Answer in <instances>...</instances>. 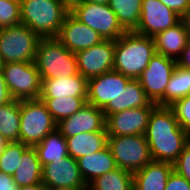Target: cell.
I'll return each instance as SVG.
<instances>
[{"label":"cell","mask_w":190,"mask_h":190,"mask_svg":"<svg viewBox=\"0 0 190 190\" xmlns=\"http://www.w3.org/2000/svg\"><path fill=\"white\" fill-rule=\"evenodd\" d=\"M145 138L152 160L170 164L177 161L189 142V134L178 123L172 108L160 105L151 112Z\"/></svg>","instance_id":"cell-1"},{"label":"cell","mask_w":190,"mask_h":190,"mask_svg":"<svg viewBox=\"0 0 190 190\" xmlns=\"http://www.w3.org/2000/svg\"><path fill=\"white\" fill-rule=\"evenodd\" d=\"M156 53L153 37L125 32L115 40L113 70L131 79H138Z\"/></svg>","instance_id":"cell-2"},{"label":"cell","mask_w":190,"mask_h":190,"mask_svg":"<svg viewBox=\"0 0 190 190\" xmlns=\"http://www.w3.org/2000/svg\"><path fill=\"white\" fill-rule=\"evenodd\" d=\"M21 23L41 38L56 37L70 12L61 0H19Z\"/></svg>","instance_id":"cell-3"},{"label":"cell","mask_w":190,"mask_h":190,"mask_svg":"<svg viewBox=\"0 0 190 190\" xmlns=\"http://www.w3.org/2000/svg\"><path fill=\"white\" fill-rule=\"evenodd\" d=\"M34 63L41 79L69 77L79 73L76 54L56 37L40 39Z\"/></svg>","instance_id":"cell-4"},{"label":"cell","mask_w":190,"mask_h":190,"mask_svg":"<svg viewBox=\"0 0 190 190\" xmlns=\"http://www.w3.org/2000/svg\"><path fill=\"white\" fill-rule=\"evenodd\" d=\"M57 128V123L41 99L20 100L19 142L35 146Z\"/></svg>","instance_id":"cell-5"},{"label":"cell","mask_w":190,"mask_h":190,"mask_svg":"<svg viewBox=\"0 0 190 190\" xmlns=\"http://www.w3.org/2000/svg\"><path fill=\"white\" fill-rule=\"evenodd\" d=\"M41 37L20 23L0 28V57L7 62H31L35 60Z\"/></svg>","instance_id":"cell-6"},{"label":"cell","mask_w":190,"mask_h":190,"mask_svg":"<svg viewBox=\"0 0 190 190\" xmlns=\"http://www.w3.org/2000/svg\"><path fill=\"white\" fill-rule=\"evenodd\" d=\"M2 72L14 100L40 99L42 79L34 61L4 63Z\"/></svg>","instance_id":"cell-7"},{"label":"cell","mask_w":190,"mask_h":190,"mask_svg":"<svg viewBox=\"0 0 190 190\" xmlns=\"http://www.w3.org/2000/svg\"><path fill=\"white\" fill-rule=\"evenodd\" d=\"M108 146L120 169L134 173L152 161L145 135L108 137Z\"/></svg>","instance_id":"cell-8"},{"label":"cell","mask_w":190,"mask_h":190,"mask_svg":"<svg viewBox=\"0 0 190 190\" xmlns=\"http://www.w3.org/2000/svg\"><path fill=\"white\" fill-rule=\"evenodd\" d=\"M70 13L103 39L117 40L126 32L108 4L80 3Z\"/></svg>","instance_id":"cell-9"},{"label":"cell","mask_w":190,"mask_h":190,"mask_svg":"<svg viewBox=\"0 0 190 190\" xmlns=\"http://www.w3.org/2000/svg\"><path fill=\"white\" fill-rule=\"evenodd\" d=\"M176 65L175 59L155 53L138 78L147 97L153 103L157 104L165 96L166 87Z\"/></svg>","instance_id":"cell-10"},{"label":"cell","mask_w":190,"mask_h":190,"mask_svg":"<svg viewBox=\"0 0 190 190\" xmlns=\"http://www.w3.org/2000/svg\"><path fill=\"white\" fill-rule=\"evenodd\" d=\"M78 72L87 80L113 70L115 40L104 39L76 53Z\"/></svg>","instance_id":"cell-11"},{"label":"cell","mask_w":190,"mask_h":190,"mask_svg":"<svg viewBox=\"0 0 190 190\" xmlns=\"http://www.w3.org/2000/svg\"><path fill=\"white\" fill-rule=\"evenodd\" d=\"M156 105L152 102L148 107L133 108L108 115L105 123L108 137L145 135L151 112Z\"/></svg>","instance_id":"cell-12"},{"label":"cell","mask_w":190,"mask_h":190,"mask_svg":"<svg viewBox=\"0 0 190 190\" xmlns=\"http://www.w3.org/2000/svg\"><path fill=\"white\" fill-rule=\"evenodd\" d=\"M180 21L181 16L159 0H142L140 20L134 32L154 37L156 34L175 26Z\"/></svg>","instance_id":"cell-13"},{"label":"cell","mask_w":190,"mask_h":190,"mask_svg":"<svg viewBox=\"0 0 190 190\" xmlns=\"http://www.w3.org/2000/svg\"><path fill=\"white\" fill-rule=\"evenodd\" d=\"M130 80L114 70L88 79L87 103L104 109L120 96Z\"/></svg>","instance_id":"cell-14"},{"label":"cell","mask_w":190,"mask_h":190,"mask_svg":"<svg viewBox=\"0 0 190 190\" xmlns=\"http://www.w3.org/2000/svg\"><path fill=\"white\" fill-rule=\"evenodd\" d=\"M42 184L47 190L59 187H87L80 174L77 160L71 156L44 165Z\"/></svg>","instance_id":"cell-15"},{"label":"cell","mask_w":190,"mask_h":190,"mask_svg":"<svg viewBox=\"0 0 190 190\" xmlns=\"http://www.w3.org/2000/svg\"><path fill=\"white\" fill-rule=\"evenodd\" d=\"M56 38L75 54L104 40L98 32L80 22L70 12L66 15Z\"/></svg>","instance_id":"cell-16"},{"label":"cell","mask_w":190,"mask_h":190,"mask_svg":"<svg viewBox=\"0 0 190 190\" xmlns=\"http://www.w3.org/2000/svg\"><path fill=\"white\" fill-rule=\"evenodd\" d=\"M103 109L86 104L79 111L57 123V129L67 138L80 133L106 130Z\"/></svg>","instance_id":"cell-17"},{"label":"cell","mask_w":190,"mask_h":190,"mask_svg":"<svg viewBox=\"0 0 190 190\" xmlns=\"http://www.w3.org/2000/svg\"><path fill=\"white\" fill-rule=\"evenodd\" d=\"M88 80L80 73L62 78L42 79L40 99L87 97Z\"/></svg>","instance_id":"cell-18"},{"label":"cell","mask_w":190,"mask_h":190,"mask_svg":"<svg viewBox=\"0 0 190 190\" xmlns=\"http://www.w3.org/2000/svg\"><path fill=\"white\" fill-rule=\"evenodd\" d=\"M173 164L151 161L133 173V190H165Z\"/></svg>","instance_id":"cell-19"},{"label":"cell","mask_w":190,"mask_h":190,"mask_svg":"<svg viewBox=\"0 0 190 190\" xmlns=\"http://www.w3.org/2000/svg\"><path fill=\"white\" fill-rule=\"evenodd\" d=\"M77 163L86 185L95 178L118 168L108 145L98 152L78 158Z\"/></svg>","instance_id":"cell-20"},{"label":"cell","mask_w":190,"mask_h":190,"mask_svg":"<svg viewBox=\"0 0 190 190\" xmlns=\"http://www.w3.org/2000/svg\"><path fill=\"white\" fill-rule=\"evenodd\" d=\"M156 53L177 59L188 44L185 27L180 21L153 37Z\"/></svg>","instance_id":"cell-21"},{"label":"cell","mask_w":190,"mask_h":190,"mask_svg":"<svg viewBox=\"0 0 190 190\" xmlns=\"http://www.w3.org/2000/svg\"><path fill=\"white\" fill-rule=\"evenodd\" d=\"M151 103L152 101L147 97L139 80L131 79L120 96L103 109V113L106 118L110 114L122 112L123 110L148 107Z\"/></svg>","instance_id":"cell-22"},{"label":"cell","mask_w":190,"mask_h":190,"mask_svg":"<svg viewBox=\"0 0 190 190\" xmlns=\"http://www.w3.org/2000/svg\"><path fill=\"white\" fill-rule=\"evenodd\" d=\"M69 156L74 159L93 154L108 145L106 130L80 133L66 138Z\"/></svg>","instance_id":"cell-23"},{"label":"cell","mask_w":190,"mask_h":190,"mask_svg":"<svg viewBox=\"0 0 190 190\" xmlns=\"http://www.w3.org/2000/svg\"><path fill=\"white\" fill-rule=\"evenodd\" d=\"M42 170L35 147L29 146L19 159L18 168L12 178L18 187L42 184Z\"/></svg>","instance_id":"cell-24"},{"label":"cell","mask_w":190,"mask_h":190,"mask_svg":"<svg viewBox=\"0 0 190 190\" xmlns=\"http://www.w3.org/2000/svg\"><path fill=\"white\" fill-rule=\"evenodd\" d=\"M34 147L42 166L69 156L66 138L62 136L57 128L47 134L42 141Z\"/></svg>","instance_id":"cell-25"},{"label":"cell","mask_w":190,"mask_h":190,"mask_svg":"<svg viewBox=\"0 0 190 190\" xmlns=\"http://www.w3.org/2000/svg\"><path fill=\"white\" fill-rule=\"evenodd\" d=\"M190 95V69L176 65L165 90V96L157 103L170 106L176 100Z\"/></svg>","instance_id":"cell-26"},{"label":"cell","mask_w":190,"mask_h":190,"mask_svg":"<svg viewBox=\"0 0 190 190\" xmlns=\"http://www.w3.org/2000/svg\"><path fill=\"white\" fill-rule=\"evenodd\" d=\"M108 5L126 32L136 30L140 20L142 0H110Z\"/></svg>","instance_id":"cell-27"},{"label":"cell","mask_w":190,"mask_h":190,"mask_svg":"<svg viewBox=\"0 0 190 190\" xmlns=\"http://www.w3.org/2000/svg\"><path fill=\"white\" fill-rule=\"evenodd\" d=\"M87 190H133V173L118 167L95 178Z\"/></svg>","instance_id":"cell-28"},{"label":"cell","mask_w":190,"mask_h":190,"mask_svg":"<svg viewBox=\"0 0 190 190\" xmlns=\"http://www.w3.org/2000/svg\"><path fill=\"white\" fill-rule=\"evenodd\" d=\"M20 100L0 105V134L9 142H19Z\"/></svg>","instance_id":"cell-29"},{"label":"cell","mask_w":190,"mask_h":190,"mask_svg":"<svg viewBox=\"0 0 190 190\" xmlns=\"http://www.w3.org/2000/svg\"><path fill=\"white\" fill-rule=\"evenodd\" d=\"M41 100L46 104L48 111L56 123L68 118L87 104V97H66Z\"/></svg>","instance_id":"cell-30"},{"label":"cell","mask_w":190,"mask_h":190,"mask_svg":"<svg viewBox=\"0 0 190 190\" xmlns=\"http://www.w3.org/2000/svg\"><path fill=\"white\" fill-rule=\"evenodd\" d=\"M29 145L22 142H9L0 155V172L13 175L18 168L19 159Z\"/></svg>","instance_id":"cell-31"},{"label":"cell","mask_w":190,"mask_h":190,"mask_svg":"<svg viewBox=\"0 0 190 190\" xmlns=\"http://www.w3.org/2000/svg\"><path fill=\"white\" fill-rule=\"evenodd\" d=\"M20 23V1L0 0V28Z\"/></svg>","instance_id":"cell-32"},{"label":"cell","mask_w":190,"mask_h":190,"mask_svg":"<svg viewBox=\"0 0 190 190\" xmlns=\"http://www.w3.org/2000/svg\"><path fill=\"white\" fill-rule=\"evenodd\" d=\"M180 126L190 134V95L170 105Z\"/></svg>","instance_id":"cell-33"},{"label":"cell","mask_w":190,"mask_h":190,"mask_svg":"<svg viewBox=\"0 0 190 190\" xmlns=\"http://www.w3.org/2000/svg\"><path fill=\"white\" fill-rule=\"evenodd\" d=\"M173 169L190 183V141L184 146Z\"/></svg>","instance_id":"cell-34"},{"label":"cell","mask_w":190,"mask_h":190,"mask_svg":"<svg viewBox=\"0 0 190 190\" xmlns=\"http://www.w3.org/2000/svg\"><path fill=\"white\" fill-rule=\"evenodd\" d=\"M165 190H190V183L173 170L170 173Z\"/></svg>","instance_id":"cell-35"},{"label":"cell","mask_w":190,"mask_h":190,"mask_svg":"<svg viewBox=\"0 0 190 190\" xmlns=\"http://www.w3.org/2000/svg\"><path fill=\"white\" fill-rule=\"evenodd\" d=\"M161 3L172 9L179 16L190 12V0H159Z\"/></svg>","instance_id":"cell-36"},{"label":"cell","mask_w":190,"mask_h":190,"mask_svg":"<svg viewBox=\"0 0 190 190\" xmlns=\"http://www.w3.org/2000/svg\"><path fill=\"white\" fill-rule=\"evenodd\" d=\"M14 100L4 80L2 69H0V105H5Z\"/></svg>","instance_id":"cell-37"},{"label":"cell","mask_w":190,"mask_h":190,"mask_svg":"<svg viewBox=\"0 0 190 190\" xmlns=\"http://www.w3.org/2000/svg\"><path fill=\"white\" fill-rule=\"evenodd\" d=\"M0 190H19L11 175L0 172Z\"/></svg>","instance_id":"cell-38"},{"label":"cell","mask_w":190,"mask_h":190,"mask_svg":"<svg viewBox=\"0 0 190 190\" xmlns=\"http://www.w3.org/2000/svg\"><path fill=\"white\" fill-rule=\"evenodd\" d=\"M177 65L190 69V44L188 43L182 51L181 56L177 59Z\"/></svg>","instance_id":"cell-39"},{"label":"cell","mask_w":190,"mask_h":190,"mask_svg":"<svg viewBox=\"0 0 190 190\" xmlns=\"http://www.w3.org/2000/svg\"><path fill=\"white\" fill-rule=\"evenodd\" d=\"M181 21L185 27L187 41L190 44V12L182 16Z\"/></svg>","instance_id":"cell-40"},{"label":"cell","mask_w":190,"mask_h":190,"mask_svg":"<svg viewBox=\"0 0 190 190\" xmlns=\"http://www.w3.org/2000/svg\"><path fill=\"white\" fill-rule=\"evenodd\" d=\"M61 2L69 11H71L75 6L82 3V0H61Z\"/></svg>","instance_id":"cell-41"},{"label":"cell","mask_w":190,"mask_h":190,"mask_svg":"<svg viewBox=\"0 0 190 190\" xmlns=\"http://www.w3.org/2000/svg\"><path fill=\"white\" fill-rule=\"evenodd\" d=\"M19 190H47L43 184L27 185L19 187Z\"/></svg>","instance_id":"cell-42"},{"label":"cell","mask_w":190,"mask_h":190,"mask_svg":"<svg viewBox=\"0 0 190 190\" xmlns=\"http://www.w3.org/2000/svg\"><path fill=\"white\" fill-rule=\"evenodd\" d=\"M8 143H9V141L0 134V155L4 151V149Z\"/></svg>","instance_id":"cell-43"},{"label":"cell","mask_w":190,"mask_h":190,"mask_svg":"<svg viewBox=\"0 0 190 190\" xmlns=\"http://www.w3.org/2000/svg\"><path fill=\"white\" fill-rule=\"evenodd\" d=\"M51 190H87V187H59Z\"/></svg>","instance_id":"cell-44"},{"label":"cell","mask_w":190,"mask_h":190,"mask_svg":"<svg viewBox=\"0 0 190 190\" xmlns=\"http://www.w3.org/2000/svg\"><path fill=\"white\" fill-rule=\"evenodd\" d=\"M110 0H82V3L109 4Z\"/></svg>","instance_id":"cell-45"},{"label":"cell","mask_w":190,"mask_h":190,"mask_svg":"<svg viewBox=\"0 0 190 190\" xmlns=\"http://www.w3.org/2000/svg\"><path fill=\"white\" fill-rule=\"evenodd\" d=\"M2 67H3V62H2L1 57H0V69H2Z\"/></svg>","instance_id":"cell-46"}]
</instances>
